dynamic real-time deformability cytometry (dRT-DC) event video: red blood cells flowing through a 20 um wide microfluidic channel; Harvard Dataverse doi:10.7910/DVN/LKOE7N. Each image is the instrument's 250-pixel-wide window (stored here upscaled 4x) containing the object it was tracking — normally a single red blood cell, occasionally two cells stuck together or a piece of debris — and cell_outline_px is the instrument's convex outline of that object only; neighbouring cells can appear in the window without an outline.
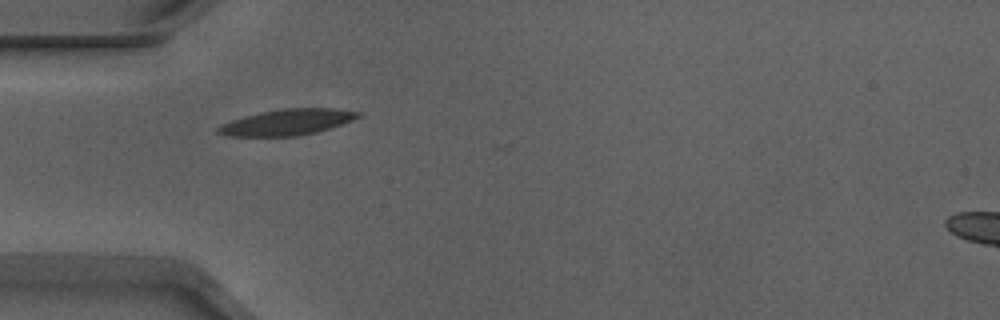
{"species": "Egyptian fruit bat (a non-hibernating species)", "species_latin": "Rousettus aegyptiacus", "temperature_condition": "warm", "stored_images_in_passage": 4, "camera_frame_rate_fps": 3000, "um_per_image_px": 0.085, "animal": {"sex": "male"}, "frame": {"image": 1, "passage_image": 1, "time_ms": 0.0, "image_size_px": [1000, 320], "cell_outline_px": [[364, 116], [332, 128], [316, 132], [296, 136], [228, 136], [216, 132], [216, 128], [220, 124], [244, 116], [260, 112], [284, 108], [336, 108], [364, 112]], "centroid_in_image_um": [24.48, 10.37], "position_along_channel_um": 60.5, "area_um2": 21.5}}